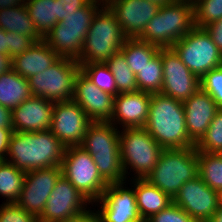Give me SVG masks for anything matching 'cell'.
<instances>
[{"label":"cell","mask_w":222,"mask_h":222,"mask_svg":"<svg viewBox=\"0 0 222 222\" xmlns=\"http://www.w3.org/2000/svg\"><path fill=\"white\" fill-rule=\"evenodd\" d=\"M0 222H38V219L16 203H4L0 205Z\"/></svg>","instance_id":"obj_38"},{"label":"cell","mask_w":222,"mask_h":222,"mask_svg":"<svg viewBox=\"0 0 222 222\" xmlns=\"http://www.w3.org/2000/svg\"><path fill=\"white\" fill-rule=\"evenodd\" d=\"M200 178L212 189L222 191V153L198 152Z\"/></svg>","instance_id":"obj_31"},{"label":"cell","mask_w":222,"mask_h":222,"mask_svg":"<svg viewBox=\"0 0 222 222\" xmlns=\"http://www.w3.org/2000/svg\"><path fill=\"white\" fill-rule=\"evenodd\" d=\"M206 222H222V204L219 205L214 215Z\"/></svg>","instance_id":"obj_48"},{"label":"cell","mask_w":222,"mask_h":222,"mask_svg":"<svg viewBox=\"0 0 222 222\" xmlns=\"http://www.w3.org/2000/svg\"><path fill=\"white\" fill-rule=\"evenodd\" d=\"M61 175L62 169L59 166L26 171L22 192L16 204L38 219Z\"/></svg>","instance_id":"obj_12"},{"label":"cell","mask_w":222,"mask_h":222,"mask_svg":"<svg viewBox=\"0 0 222 222\" xmlns=\"http://www.w3.org/2000/svg\"><path fill=\"white\" fill-rule=\"evenodd\" d=\"M200 88L213 98L219 108H222V66L208 71L201 77Z\"/></svg>","instance_id":"obj_36"},{"label":"cell","mask_w":222,"mask_h":222,"mask_svg":"<svg viewBox=\"0 0 222 222\" xmlns=\"http://www.w3.org/2000/svg\"><path fill=\"white\" fill-rule=\"evenodd\" d=\"M91 0H56L57 23L62 22L68 16L85 7Z\"/></svg>","instance_id":"obj_40"},{"label":"cell","mask_w":222,"mask_h":222,"mask_svg":"<svg viewBox=\"0 0 222 222\" xmlns=\"http://www.w3.org/2000/svg\"><path fill=\"white\" fill-rule=\"evenodd\" d=\"M95 210H86L84 213H81L78 216L72 217L70 219H65L60 222H99L98 216Z\"/></svg>","instance_id":"obj_43"},{"label":"cell","mask_w":222,"mask_h":222,"mask_svg":"<svg viewBox=\"0 0 222 222\" xmlns=\"http://www.w3.org/2000/svg\"><path fill=\"white\" fill-rule=\"evenodd\" d=\"M61 57L44 41H37L24 53L16 55L12 61V69L24 78L43 72Z\"/></svg>","instance_id":"obj_23"},{"label":"cell","mask_w":222,"mask_h":222,"mask_svg":"<svg viewBox=\"0 0 222 222\" xmlns=\"http://www.w3.org/2000/svg\"><path fill=\"white\" fill-rule=\"evenodd\" d=\"M124 183L108 184L101 198V209L96 211L99 222H144L136 203L134 189H125Z\"/></svg>","instance_id":"obj_15"},{"label":"cell","mask_w":222,"mask_h":222,"mask_svg":"<svg viewBox=\"0 0 222 222\" xmlns=\"http://www.w3.org/2000/svg\"><path fill=\"white\" fill-rule=\"evenodd\" d=\"M173 202L196 222H206L220 205V193L210 188L198 175L183 184Z\"/></svg>","instance_id":"obj_14"},{"label":"cell","mask_w":222,"mask_h":222,"mask_svg":"<svg viewBox=\"0 0 222 222\" xmlns=\"http://www.w3.org/2000/svg\"><path fill=\"white\" fill-rule=\"evenodd\" d=\"M151 93L144 91L114 96L113 115L109 123L122 128L144 127L149 113ZM117 122V123H116Z\"/></svg>","instance_id":"obj_21"},{"label":"cell","mask_w":222,"mask_h":222,"mask_svg":"<svg viewBox=\"0 0 222 222\" xmlns=\"http://www.w3.org/2000/svg\"><path fill=\"white\" fill-rule=\"evenodd\" d=\"M109 122H92L80 145L96 164L101 177L108 183L125 181L120 148V131Z\"/></svg>","instance_id":"obj_3"},{"label":"cell","mask_w":222,"mask_h":222,"mask_svg":"<svg viewBox=\"0 0 222 222\" xmlns=\"http://www.w3.org/2000/svg\"><path fill=\"white\" fill-rule=\"evenodd\" d=\"M81 71L101 91L118 95L114 76L105 63H88L81 67Z\"/></svg>","instance_id":"obj_33"},{"label":"cell","mask_w":222,"mask_h":222,"mask_svg":"<svg viewBox=\"0 0 222 222\" xmlns=\"http://www.w3.org/2000/svg\"><path fill=\"white\" fill-rule=\"evenodd\" d=\"M87 203L91 202L61 175L38 222H60L78 216L86 211Z\"/></svg>","instance_id":"obj_17"},{"label":"cell","mask_w":222,"mask_h":222,"mask_svg":"<svg viewBox=\"0 0 222 222\" xmlns=\"http://www.w3.org/2000/svg\"><path fill=\"white\" fill-rule=\"evenodd\" d=\"M194 27L193 2L173 0L160 6L138 39L160 48H171Z\"/></svg>","instance_id":"obj_4"},{"label":"cell","mask_w":222,"mask_h":222,"mask_svg":"<svg viewBox=\"0 0 222 222\" xmlns=\"http://www.w3.org/2000/svg\"><path fill=\"white\" fill-rule=\"evenodd\" d=\"M96 1L102 3L103 5H107L111 0H96Z\"/></svg>","instance_id":"obj_50"},{"label":"cell","mask_w":222,"mask_h":222,"mask_svg":"<svg viewBox=\"0 0 222 222\" xmlns=\"http://www.w3.org/2000/svg\"><path fill=\"white\" fill-rule=\"evenodd\" d=\"M0 29L14 32L23 36H30L36 42L43 40L38 34L34 22L24 5L0 10Z\"/></svg>","instance_id":"obj_26"},{"label":"cell","mask_w":222,"mask_h":222,"mask_svg":"<svg viewBox=\"0 0 222 222\" xmlns=\"http://www.w3.org/2000/svg\"><path fill=\"white\" fill-rule=\"evenodd\" d=\"M100 6L103 4L91 0L85 7L75 10V13L57 23L43 40L60 57L77 60L83 50L92 19Z\"/></svg>","instance_id":"obj_7"},{"label":"cell","mask_w":222,"mask_h":222,"mask_svg":"<svg viewBox=\"0 0 222 222\" xmlns=\"http://www.w3.org/2000/svg\"><path fill=\"white\" fill-rule=\"evenodd\" d=\"M13 132V128H0V160L7 158L8 146Z\"/></svg>","instance_id":"obj_42"},{"label":"cell","mask_w":222,"mask_h":222,"mask_svg":"<svg viewBox=\"0 0 222 222\" xmlns=\"http://www.w3.org/2000/svg\"><path fill=\"white\" fill-rule=\"evenodd\" d=\"M149 1L158 3L159 5H164V4L172 2L173 0H149Z\"/></svg>","instance_id":"obj_49"},{"label":"cell","mask_w":222,"mask_h":222,"mask_svg":"<svg viewBox=\"0 0 222 222\" xmlns=\"http://www.w3.org/2000/svg\"><path fill=\"white\" fill-rule=\"evenodd\" d=\"M220 204H222V191L220 192Z\"/></svg>","instance_id":"obj_51"},{"label":"cell","mask_w":222,"mask_h":222,"mask_svg":"<svg viewBox=\"0 0 222 222\" xmlns=\"http://www.w3.org/2000/svg\"><path fill=\"white\" fill-rule=\"evenodd\" d=\"M132 184H134L138 210L144 222L173 203V199L169 195L146 179L134 178Z\"/></svg>","instance_id":"obj_24"},{"label":"cell","mask_w":222,"mask_h":222,"mask_svg":"<svg viewBox=\"0 0 222 222\" xmlns=\"http://www.w3.org/2000/svg\"><path fill=\"white\" fill-rule=\"evenodd\" d=\"M72 100L85 111L91 122H110L113 115L114 95L101 91L82 71L75 78Z\"/></svg>","instance_id":"obj_19"},{"label":"cell","mask_w":222,"mask_h":222,"mask_svg":"<svg viewBox=\"0 0 222 222\" xmlns=\"http://www.w3.org/2000/svg\"><path fill=\"white\" fill-rule=\"evenodd\" d=\"M32 96L27 78L12 68L0 75V105L10 110Z\"/></svg>","instance_id":"obj_25"},{"label":"cell","mask_w":222,"mask_h":222,"mask_svg":"<svg viewBox=\"0 0 222 222\" xmlns=\"http://www.w3.org/2000/svg\"><path fill=\"white\" fill-rule=\"evenodd\" d=\"M81 71L78 61L61 57L55 64L28 78L33 96L52 102L71 101L74 96L75 78Z\"/></svg>","instance_id":"obj_9"},{"label":"cell","mask_w":222,"mask_h":222,"mask_svg":"<svg viewBox=\"0 0 222 222\" xmlns=\"http://www.w3.org/2000/svg\"><path fill=\"white\" fill-rule=\"evenodd\" d=\"M36 41L30 36L9 32V57L13 59L16 55L24 53Z\"/></svg>","instance_id":"obj_39"},{"label":"cell","mask_w":222,"mask_h":222,"mask_svg":"<svg viewBox=\"0 0 222 222\" xmlns=\"http://www.w3.org/2000/svg\"><path fill=\"white\" fill-rule=\"evenodd\" d=\"M24 4L25 0H0V10L16 6H22Z\"/></svg>","instance_id":"obj_47"},{"label":"cell","mask_w":222,"mask_h":222,"mask_svg":"<svg viewBox=\"0 0 222 222\" xmlns=\"http://www.w3.org/2000/svg\"><path fill=\"white\" fill-rule=\"evenodd\" d=\"M25 6L38 34L44 39L57 24L56 0H25Z\"/></svg>","instance_id":"obj_27"},{"label":"cell","mask_w":222,"mask_h":222,"mask_svg":"<svg viewBox=\"0 0 222 222\" xmlns=\"http://www.w3.org/2000/svg\"><path fill=\"white\" fill-rule=\"evenodd\" d=\"M145 222H196L182 208L171 203L167 208L162 209L159 213L153 214Z\"/></svg>","instance_id":"obj_37"},{"label":"cell","mask_w":222,"mask_h":222,"mask_svg":"<svg viewBox=\"0 0 222 222\" xmlns=\"http://www.w3.org/2000/svg\"><path fill=\"white\" fill-rule=\"evenodd\" d=\"M119 148L125 177L131 167L136 179H145L151 173L164 150L144 127L123 128Z\"/></svg>","instance_id":"obj_8"},{"label":"cell","mask_w":222,"mask_h":222,"mask_svg":"<svg viewBox=\"0 0 222 222\" xmlns=\"http://www.w3.org/2000/svg\"><path fill=\"white\" fill-rule=\"evenodd\" d=\"M105 64L114 76L118 94L139 91L136 75L129 68L126 58L121 51L113 54Z\"/></svg>","instance_id":"obj_30"},{"label":"cell","mask_w":222,"mask_h":222,"mask_svg":"<svg viewBox=\"0 0 222 222\" xmlns=\"http://www.w3.org/2000/svg\"><path fill=\"white\" fill-rule=\"evenodd\" d=\"M183 107L187 133L189 138L197 144L220 108L213 98L201 88L183 102Z\"/></svg>","instance_id":"obj_22"},{"label":"cell","mask_w":222,"mask_h":222,"mask_svg":"<svg viewBox=\"0 0 222 222\" xmlns=\"http://www.w3.org/2000/svg\"><path fill=\"white\" fill-rule=\"evenodd\" d=\"M0 128H12L11 110L0 105Z\"/></svg>","instance_id":"obj_44"},{"label":"cell","mask_w":222,"mask_h":222,"mask_svg":"<svg viewBox=\"0 0 222 222\" xmlns=\"http://www.w3.org/2000/svg\"><path fill=\"white\" fill-rule=\"evenodd\" d=\"M160 56L163 65L160 93L184 102L200 88V79L183 64L172 48H160Z\"/></svg>","instance_id":"obj_16"},{"label":"cell","mask_w":222,"mask_h":222,"mask_svg":"<svg viewBox=\"0 0 222 222\" xmlns=\"http://www.w3.org/2000/svg\"><path fill=\"white\" fill-rule=\"evenodd\" d=\"M11 58L0 53V75L12 68Z\"/></svg>","instance_id":"obj_46"},{"label":"cell","mask_w":222,"mask_h":222,"mask_svg":"<svg viewBox=\"0 0 222 222\" xmlns=\"http://www.w3.org/2000/svg\"><path fill=\"white\" fill-rule=\"evenodd\" d=\"M25 175L26 171L0 160V195L6 198V204L17 202L22 192Z\"/></svg>","instance_id":"obj_29"},{"label":"cell","mask_w":222,"mask_h":222,"mask_svg":"<svg viewBox=\"0 0 222 222\" xmlns=\"http://www.w3.org/2000/svg\"><path fill=\"white\" fill-rule=\"evenodd\" d=\"M91 123L85 111L73 100L54 103L50 131L65 148L80 146Z\"/></svg>","instance_id":"obj_13"},{"label":"cell","mask_w":222,"mask_h":222,"mask_svg":"<svg viewBox=\"0 0 222 222\" xmlns=\"http://www.w3.org/2000/svg\"><path fill=\"white\" fill-rule=\"evenodd\" d=\"M139 91L158 93L161 92L163 83V65L159 52L154 58L136 74Z\"/></svg>","instance_id":"obj_32"},{"label":"cell","mask_w":222,"mask_h":222,"mask_svg":"<svg viewBox=\"0 0 222 222\" xmlns=\"http://www.w3.org/2000/svg\"><path fill=\"white\" fill-rule=\"evenodd\" d=\"M107 6L128 39L139 38L161 5L149 0H111Z\"/></svg>","instance_id":"obj_18"},{"label":"cell","mask_w":222,"mask_h":222,"mask_svg":"<svg viewBox=\"0 0 222 222\" xmlns=\"http://www.w3.org/2000/svg\"><path fill=\"white\" fill-rule=\"evenodd\" d=\"M195 147L197 152L222 153V108L217 111L206 133Z\"/></svg>","instance_id":"obj_34"},{"label":"cell","mask_w":222,"mask_h":222,"mask_svg":"<svg viewBox=\"0 0 222 222\" xmlns=\"http://www.w3.org/2000/svg\"><path fill=\"white\" fill-rule=\"evenodd\" d=\"M64 150L65 146L50 130L13 132L5 161L24 171L61 167Z\"/></svg>","instance_id":"obj_2"},{"label":"cell","mask_w":222,"mask_h":222,"mask_svg":"<svg viewBox=\"0 0 222 222\" xmlns=\"http://www.w3.org/2000/svg\"><path fill=\"white\" fill-rule=\"evenodd\" d=\"M159 50L160 47L136 38L127 39L120 51L124 54L129 68L136 75Z\"/></svg>","instance_id":"obj_28"},{"label":"cell","mask_w":222,"mask_h":222,"mask_svg":"<svg viewBox=\"0 0 222 222\" xmlns=\"http://www.w3.org/2000/svg\"><path fill=\"white\" fill-rule=\"evenodd\" d=\"M54 102L31 96L11 110L14 132H38L51 129Z\"/></svg>","instance_id":"obj_20"},{"label":"cell","mask_w":222,"mask_h":222,"mask_svg":"<svg viewBox=\"0 0 222 222\" xmlns=\"http://www.w3.org/2000/svg\"><path fill=\"white\" fill-rule=\"evenodd\" d=\"M127 39L115 14L103 5L92 19L77 61L81 67L88 63H105L122 49Z\"/></svg>","instance_id":"obj_5"},{"label":"cell","mask_w":222,"mask_h":222,"mask_svg":"<svg viewBox=\"0 0 222 222\" xmlns=\"http://www.w3.org/2000/svg\"><path fill=\"white\" fill-rule=\"evenodd\" d=\"M210 35L212 41L222 53V18L203 27Z\"/></svg>","instance_id":"obj_41"},{"label":"cell","mask_w":222,"mask_h":222,"mask_svg":"<svg viewBox=\"0 0 222 222\" xmlns=\"http://www.w3.org/2000/svg\"><path fill=\"white\" fill-rule=\"evenodd\" d=\"M144 128L163 149H184L196 145L186 130L183 102L160 92L151 93Z\"/></svg>","instance_id":"obj_1"},{"label":"cell","mask_w":222,"mask_h":222,"mask_svg":"<svg viewBox=\"0 0 222 222\" xmlns=\"http://www.w3.org/2000/svg\"><path fill=\"white\" fill-rule=\"evenodd\" d=\"M62 175L91 204L101 198L108 183L101 177L91 155L81 146H69L64 150Z\"/></svg>","instance_id":"obj_10"},{"label":"cell","mask_w":222,"mask_h":222,"mask_svg":"<svg viewBox=\"0 0 222 222\" xmlns=\"http://www.w3.org/2000/svg\"><path fill=\"white\" fill-rule=\"evenodd\" d=\"M171 48L199 79L208 71L222 66V53L204 28L194 27Z\"/></svg>","instance_id":"obj_11"},{"label":"cell","mask_w":222,"mask_h":222,"mask_svg":"<svg viewBox=\"0 0 222 222\" xmlns=\"http://www.w3.org/2000/svg\"><path fill=\"white\" fill-rule=\"evenodd\" d=\"M192 2L195 27L203 28L222 18V0H194Z\"/></svg>","instance_id":"obj_35"},{"label":"cell","mask_w":222,"mask_h":222,"mask_svg":"<svg viewBox=\"0 0 222 222\" xmlns=\"http://www.w3.org/2000/svg\"><path fill=\"white\" fill-rule=\"evenodd\" d=\"M0 53L9 56V32L0 29Z\"/></svg>","instance_id":"obj_45"},{"label":"cell","mask_w":222,"mask_h":222,"mask_svg":"<svg viewBox=\"0 0 222 222\" xmlns=\"http://www.w3.org/2000/svg\"><path fill=\"white\" fill-rule=\"evenodd\" d=\"M197 154L196 147L164 149L145 179L174 199L185 182L199 175Z\"/></svg>","instance_id":"obj_6"}]
</instances>
